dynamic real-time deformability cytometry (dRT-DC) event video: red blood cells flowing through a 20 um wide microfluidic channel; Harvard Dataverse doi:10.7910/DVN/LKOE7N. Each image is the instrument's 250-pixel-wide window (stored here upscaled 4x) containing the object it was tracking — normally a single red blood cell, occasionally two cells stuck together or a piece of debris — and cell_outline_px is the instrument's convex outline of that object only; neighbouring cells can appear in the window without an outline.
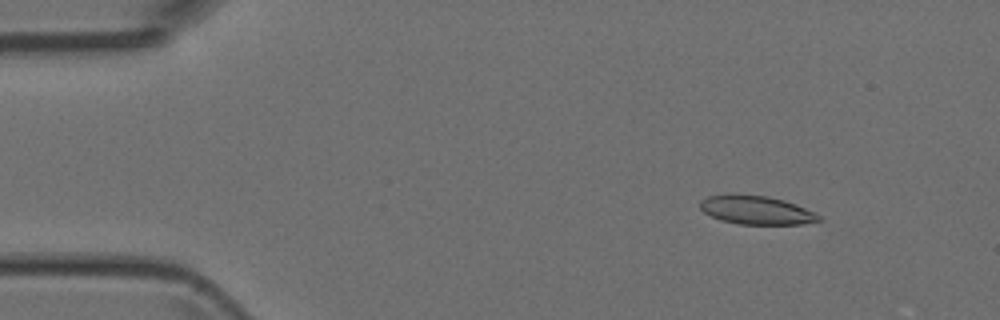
{"species": "Egyptian fruit bat (a non-hibernating species)", "species_latin": "Rousettus aegyptiacus", "temperature_condition": "room temperature", "stored_images_in_passage": 48, "camera_frame_rate_fps": 3000, "um_per_image_px": 0.085, "animal": {"sex": "female"}, "frame": {"image": 1, "passage_image": 5, "time_ms": 1.333, "image_size_px": [1000, 320], "cell_outline_px": [[824, 220], [804, 224], [740, 224], [720, 220], [704, 212], [700, 208], [700, 200], [708, 196], [732, 192], [768, 196], [784, 200], [796, 204], [820, 216]], "centroid_in_image_um": [64.25, 17.83], "position_along_channel_um": 20.7, "area_um2": 20.11}}
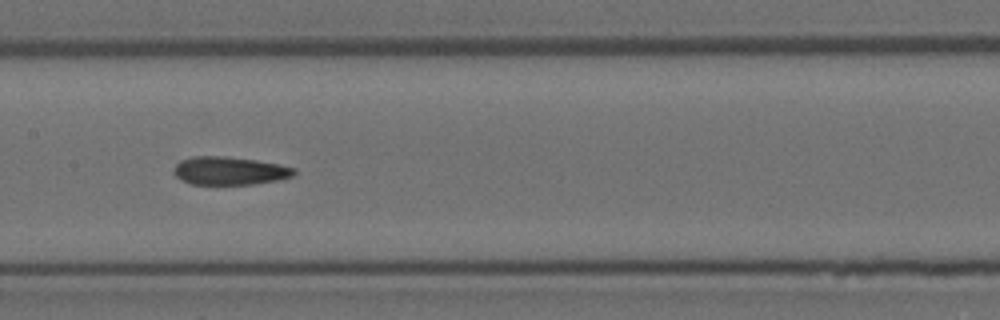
{"frame": {"image": 2, "passage_image": 23, "time_ms": 7.333, "image_size_px": [1000, 320], "cell_outline_px": [[296, 172], [292, 176], [280, 180], [252, 184], [192, 184], [180, 180], [172, 172], [176, 164], [180, 160], [192, 156], [224, 156], [256, 160], [280, 164], [296, 168]], "centroid_in_image_um": [19.51, 14.51], "position_along_channel_um": 187.9, "area_um2": 19.88}}
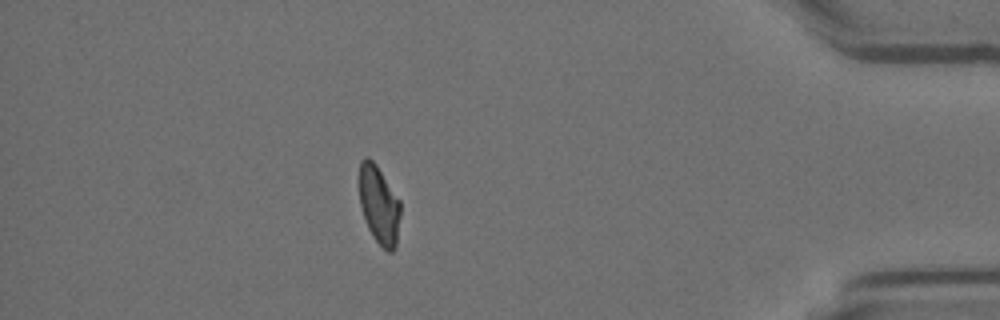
{"frame": {"image": 3, "passage_image": 42, "time_ms": 13.667, "image_size_px": [1000, 320], "cell_outline_px": [[400, 216], [396, 248], [392, 252], [388, 252], [372, 236], [368, 228], [360, 204], [360, 160], [364, 156], [368, 156], [376, 164], [400, 200]], "centroid_in_image_um": [32.23, 17.41], "position_along_channel_um": 403.0, "area_um2": 18.73}}